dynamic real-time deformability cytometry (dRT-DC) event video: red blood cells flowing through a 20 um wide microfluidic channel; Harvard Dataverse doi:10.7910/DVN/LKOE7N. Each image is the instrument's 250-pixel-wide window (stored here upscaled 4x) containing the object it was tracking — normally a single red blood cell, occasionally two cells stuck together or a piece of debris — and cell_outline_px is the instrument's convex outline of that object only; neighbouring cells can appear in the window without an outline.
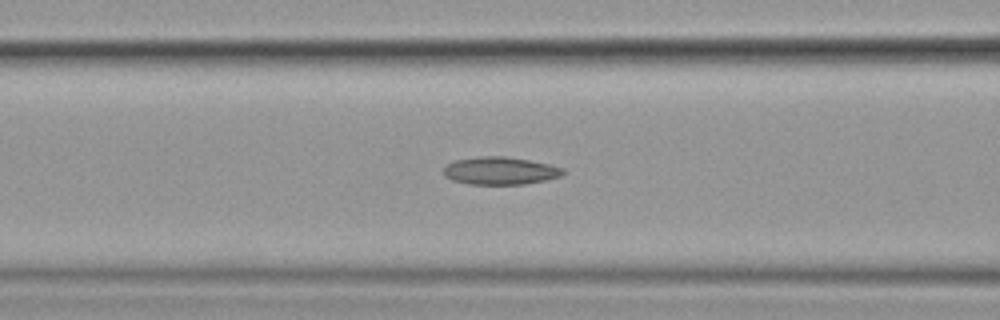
{"species": "common noctule bat (a hibernating species)", "species_latin": "Nyctalus noctula", "temperature_condition": "cold", "stored_images_in_passage": 49, "camera_frame_rate_fps": 3000, "um_per_image_px": 0.085, "animal": {"sex": "female", "body_mass_g": 19.9}, "frame": {"image": 1, "passage_image": 24, "time_ms": 7.667, "image_size_px": [1000, 320], "cell_outline_px": [[564, 172], [560, 176], [544, 180], [524, 184], [468, 184], [452, 180], [444, 176], [444, 168], [448, 164], [456, 160], [476, 156], [504, 156], [528, 160], [548, 164], [564, 168]], "centroid_in_image_um": [42.49, 14.51], "position_along_channel_um": 124.1, "area_um2": 19.13}}
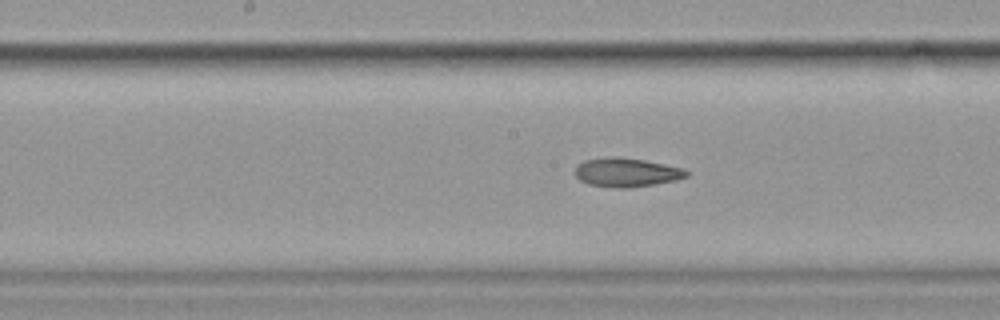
{"frame": {"image": 2, "passage_image": 30, "time_ms": 9.667, "image_size_px": [1000, 320], "cell_outline_px": [[688, 176], [676, 180], [628, 188], [616, 188], [588, 184], [580, 180], [576, 176], [576, 168], [584, 160], [644, 160], [680, 168], [688, 172]], "centroid_in_image_um": [53.28, 14.72], "position_along_channel_um": 194.9, "area_um2": 17.51}}
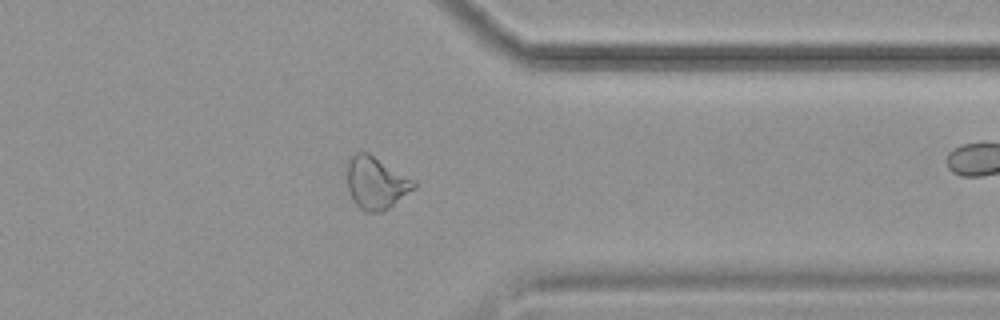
{"frame": {"image": 3, "passage_image": 46, "time_ms": 15.0, "image_size_px": [1000, 320], "cell_outline_px": [[416, 188], [388, 208], [380, 212], [368, 212], [360, 208], [356, 204], [348, 188], [344, 172], [344, 164], [356, 152], [368, 152], [416, 180]], "centroid_in_image_um": [31.94, 15.5], "position_along_channel_um": 379.5, "area_um2": 20.75}}